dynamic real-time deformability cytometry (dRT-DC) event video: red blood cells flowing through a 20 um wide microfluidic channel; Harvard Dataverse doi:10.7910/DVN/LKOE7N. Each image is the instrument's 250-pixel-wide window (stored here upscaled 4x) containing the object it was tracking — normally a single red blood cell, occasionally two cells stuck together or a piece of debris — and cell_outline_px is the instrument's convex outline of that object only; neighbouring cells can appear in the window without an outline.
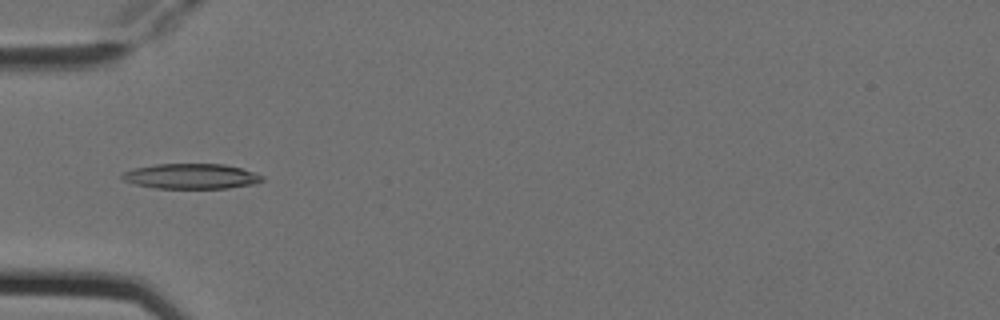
{"species": "Egyptian fruit bat (a non-hibernating species)", "species_latin": "Rousettus aegyptiacus", "temperature_condition": "cold", "stored_images_in_passage": 4, "camera_frame_rate_fps": 3000, "um_per_image_px": 0.085, "animal": {"sex": "female"}, "frame": {"image": 1, "passage_image": 4, "time_ms": 1.0, "image_size_px": [1000, 320], "cell_outline_px": [[264, 180], [256, 184], [228, 188], [156, 188], [136, 184], [124, 180], [120, 176], [124, 172], [132, 168], [156, 164], [224, 164], [240, 168], [264, 176]], "centroid_in_image_um": [16.26, 14.98], "position_along_channel_um": 68.7, "area_um2": 20.52}}